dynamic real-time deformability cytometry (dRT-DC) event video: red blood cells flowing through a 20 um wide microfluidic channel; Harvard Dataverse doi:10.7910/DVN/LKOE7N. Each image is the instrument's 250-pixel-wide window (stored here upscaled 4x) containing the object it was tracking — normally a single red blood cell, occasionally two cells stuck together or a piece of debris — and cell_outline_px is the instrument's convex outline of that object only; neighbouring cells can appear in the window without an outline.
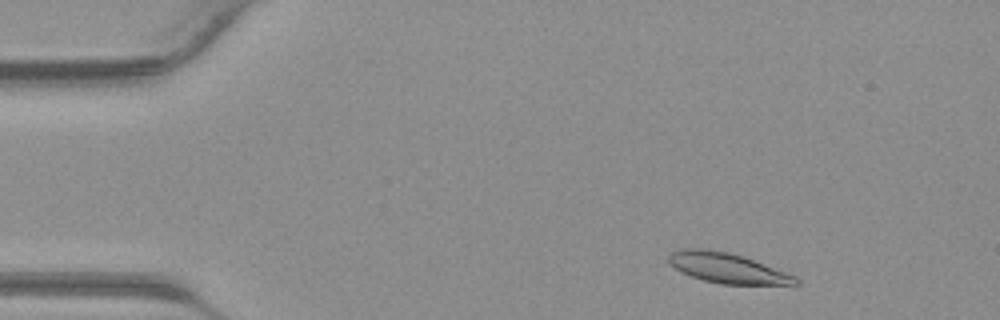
{"species": "common noctule bat (a hibernating species)", "species_latin": "Nyctalus noctula", "temperature_condition": "warm", "stored_images_in_passage": 39, "camera_frame_rate_fps": 3000, "um_per_image_px": 0.085, "animal": {"sex": "male", "body_mass_g": 23.1, "forearm_length_mm": 52.7}, "frame": {"image": 1, "passage_image": 3, "time_ms": 0.667, "image_size_px": [1000, 320], "cell_outline_px": [[800, 284], [720, 284], [704, 280], [680, 272], [668, 264], [668, 256], [672, 252], [680, 248], [704, 248], [728, 252], [744, 256], [796, 276], [800, 280]], "centroid_in_image_um": [61.78, 22.77], "position_along_channel_um": 23.2, "area_um2": 22.37}}
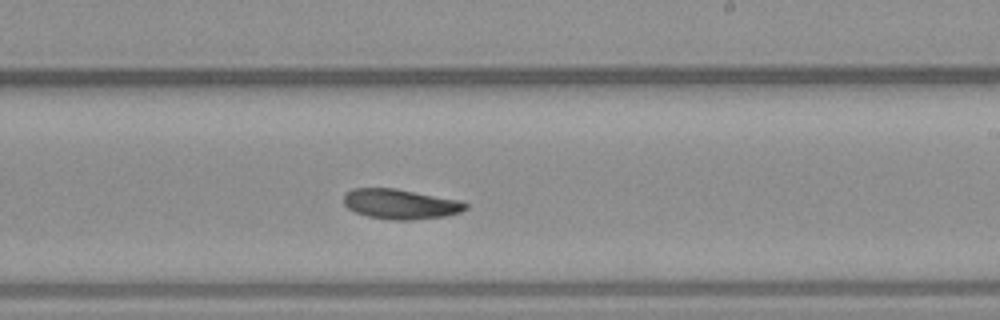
{"frame": {"image": 2, "passage_image": 22, "time_ms": 7.0, "image_size_px": [1000, 320], "cell_outline_px": [[468, 208], [460, 212], [444, 216], [412, 220], [392, 220], [368, 216], [356, 212], [348, 208], [344, 204], [344, 192], [352, 188], [396, 188], [460, 200], [468, 204]], "centroid_in_image_um": [34.03, 17.33], "position_along_channel_um": 255.0, "area_um2": 21.39}}
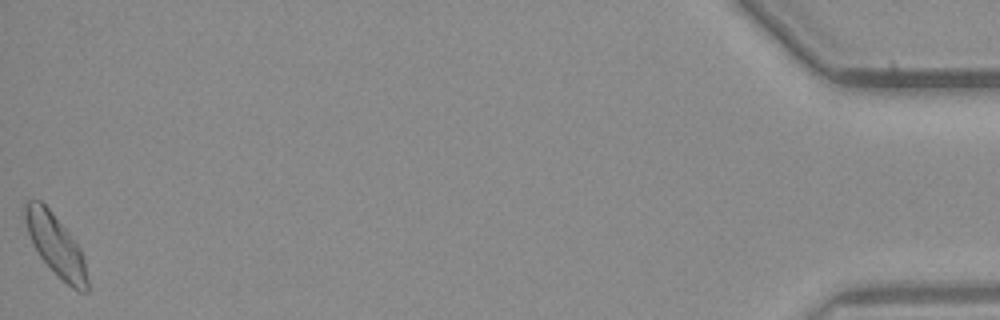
{"frame": {"image": 3, "passage_image": 39, "time_ms": 12.667, "image_size_px": [1000, 320], "cell_outline_px": [[88, 292], [80, 292], [72, 288], [40, 256], [32, 244], [20, 208], [28, 200], [40, 200], [52, 212], [68, 232], [80, 248], [84, 260], [88, 280]], "centroid_in_image_um": [4.7, 20.78], "position_along_channel_um": 430.5, "area_um2": 21.96}}